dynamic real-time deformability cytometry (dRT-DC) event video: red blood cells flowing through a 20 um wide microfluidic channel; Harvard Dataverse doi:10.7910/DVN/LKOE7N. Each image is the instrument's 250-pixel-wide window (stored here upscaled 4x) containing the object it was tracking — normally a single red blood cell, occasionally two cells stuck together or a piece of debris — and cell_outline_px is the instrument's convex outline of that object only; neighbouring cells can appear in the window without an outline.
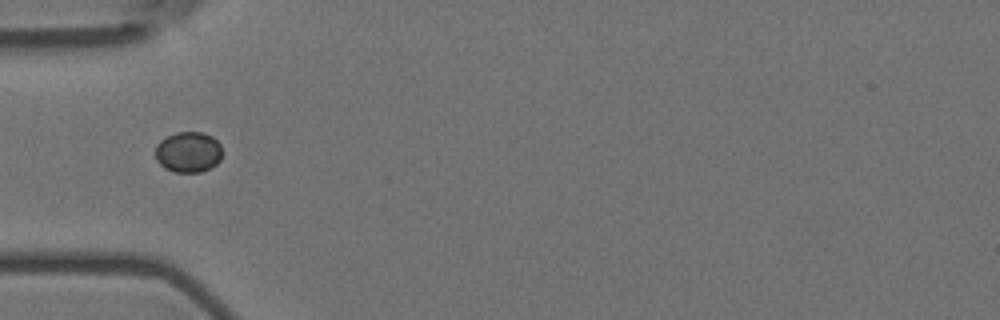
{"species": "Egyptian fruit bat (a non-hibernating species)", "species_latin": "Rousettus aegyptiacus", "temperature_condition": "room temperature", "stored_images_in_passage": 15, "segment_of_instrument_passage": [2, 2], "camera_frame_rate_fps": 3000, "um_per_image_px": 0.085, "animal": {"sex": "female"}, "frame": {"image": 1, "passage_image": 5, "time_ms": 1.333, "image_size_px": [1000, 320], "cell_outline_px": [[220, 160], [216, 164], [200, 172], [176, 172], [164, 168], [156, 160], [156, 144], [160, 140], [176, 132], [204, 132], [212, 136], [220, 144]], "centroid_in_image_um": [15.99, 12.91], "position_along_channel_um": 69.0, "area_um2": 15.78}}
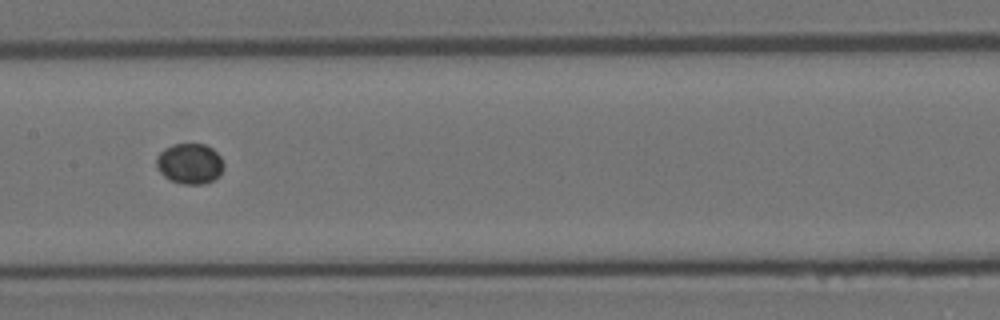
{"frame": {"image": 2, "passage_image": 8, "time_ms": 2.333, "image_size_px": [1000, 320], "cell_outline_px": [[224, 168], [220, 176], [204, 184], [184, 184], [168, 180], [156, 168], [156, 156], [164, 148], [172, 144], [204, 144], [212, 148], [220, 156], [224, 164]], "centroid_in_image_um": [16.12, 13.91], "position_along_channel_um": 191.3, "area_um2": 16.13}}
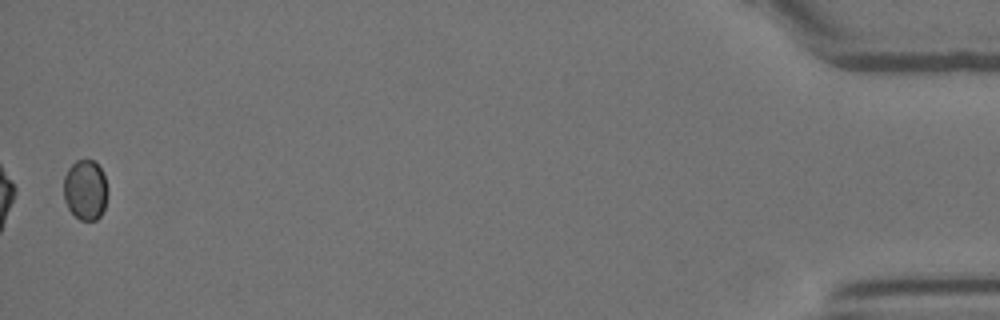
{"frame": {"image": 3, "passage_image": 15, "time_ms": 4.667, "image_size_px": [1000, 320], "cell_outline_px": [[108, 192], [104, 208], [100, 216], [96, 220], [80, 220], [68, 208], [64, 200], [64, 176], [68, 168], [76, 160], [92, 160], [100, 168], [104, 176], [108, 188]], "centroid_in_image_um": [7.25, 16.14], "position_along_channel_um": 427.9, "area_um2": 15.43}}